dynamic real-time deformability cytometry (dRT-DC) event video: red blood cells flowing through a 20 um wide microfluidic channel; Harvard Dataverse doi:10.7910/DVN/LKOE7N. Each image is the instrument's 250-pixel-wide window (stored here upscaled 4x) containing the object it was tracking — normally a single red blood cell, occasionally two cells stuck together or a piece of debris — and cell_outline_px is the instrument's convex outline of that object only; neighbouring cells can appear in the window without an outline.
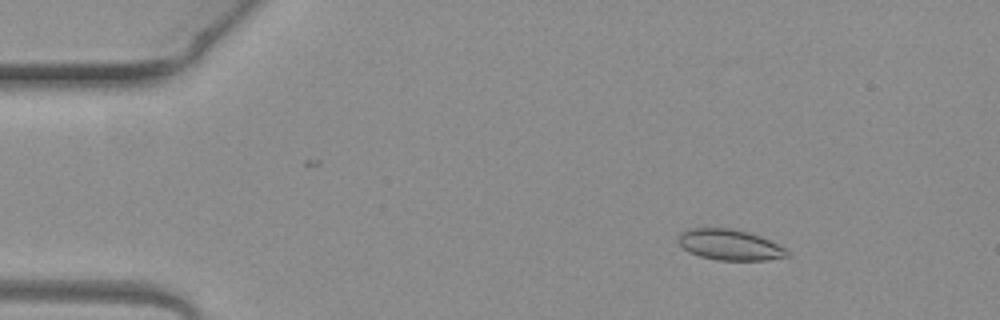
{"species": "common noctule bat (a hibernating species)", "species_latin": "Nyctalus noctula", "temperature_condition": "warm", "stored_images_in_passage": 4, "camera_frame_rate_fps": 3000, "um_per_image_px": 0.085, "animal": {"sex": "female", "body_mass_g": 19.3, "forearm_length_mm": 54.1}, "frame": {"image": 1, "passage_image": 2, "time_ms": 0.333, "image_size_px": [1000, 320], "cell_outline_px": [[788, 256], [768, 260], [716, 260], [700, 256], [688, 252], [676, 240], [680, 232], [692, 228], [732, 228], [748, 232], [760, 236], [784, 248], [788, 252]], "centroid_in_image_um": [61.98, 20.8], "position_along_channel_um": 23.0, "area_um2": 19.42}}